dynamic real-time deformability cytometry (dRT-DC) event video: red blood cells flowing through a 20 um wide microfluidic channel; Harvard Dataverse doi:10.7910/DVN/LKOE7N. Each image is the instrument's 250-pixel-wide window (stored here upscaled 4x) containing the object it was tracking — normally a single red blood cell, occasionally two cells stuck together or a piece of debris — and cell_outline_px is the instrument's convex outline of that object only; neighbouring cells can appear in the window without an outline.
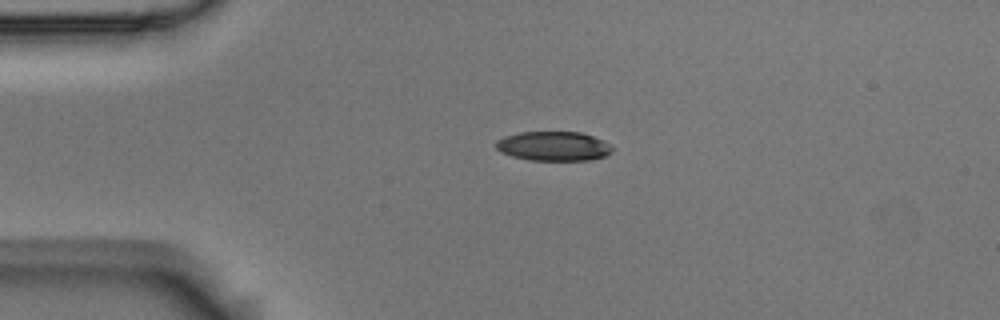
{"species": "Egyptian fruit bat (a non-hibernating species)", "species_latin": "Rousettus aegyptiacus", "temperature_condition": "room temperature", "stored_images_in_passage": 44, "camera_frame_rate_fps": 3000, "um_per_image_px": 0.085, "animal": {"sex": "male"}, "frame": {"image": 1, "passage_image": 1, "time_ms": 0.0, "image_size_px": [1000, 320], "cell_outline_px": [[612, 152], [604, 156], [592, 160], [528, 160], [512, 156], [500, 152], [496, 148], [496, 140], [504, 136], [520, 132], [580, 132], [604, 140], [612, 148]], "centroid_in_image_um": [47.03, 12.42], "position_along_channel_um": 38.0, "area_um2": 19.94}}
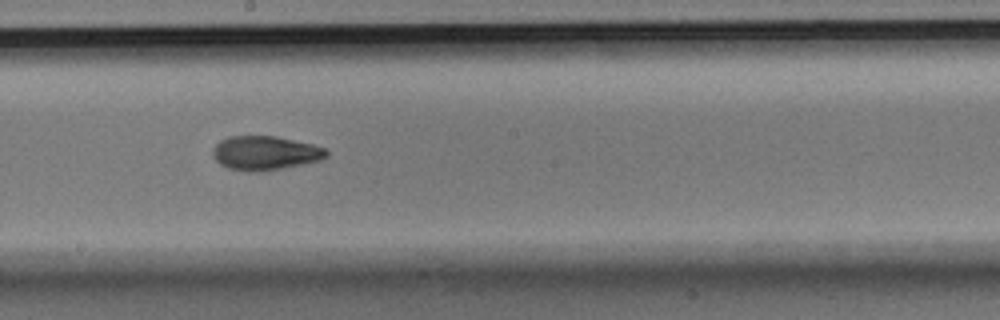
{"frame": {"image": 2, "passage_image": 19, "time_ms": 6.0, "image_size_px": [1000, 320], "cell_outline_px": [[328, 156], [320, 160], [280, 168], [248, 172], [228, 168], [220, 164], [212, 156], [212, 148], [220, 140], [228, 136], [276, 136], [312, 144], [324, 148], [328, 152]], "centroid_in_image_um": [22.49, 12.99], "position_along_channel_um": 225.7, "area_um2": 22.37}}
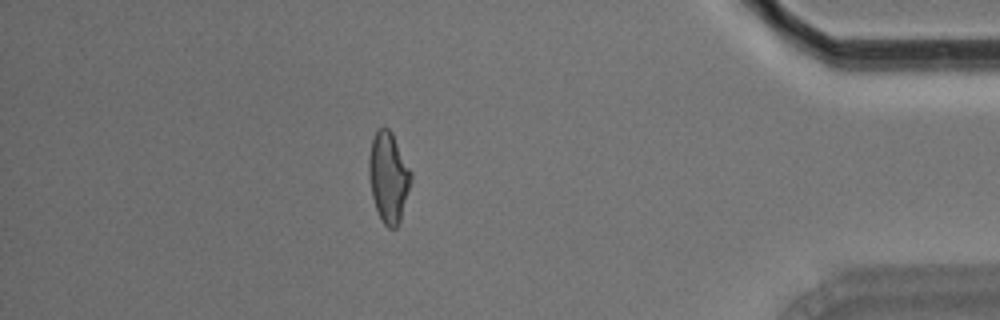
{"frame": {"image": 3, "passage_image": 37, "time_ms": 12.0, "image_size_px": [1000, 320], "cell_outline_px": [[412, 180], [400, 220], [396, 228], [388, 228], [384, 224], [376, 208], [372, 196], [368, 176], [368, 160], [372, 140], [376, 132], [380, 128], [388, 128], [392, 132], [412, 172]], "centroid_in_image_um": [33.02, 15.05], "position_along_channel_um": 402.2, "area_um2": 22.08}, "authors_computed_cell_mechanics": {"area_um2": 22.1663, "velocity_mm_per_s": 3.6348, "shape_relaxation_time_tau1_ms": 4.9241, "shape_relaxation_time_tau2_ms": 3.3004, "deformation_change_tau1": 0.162, "deformation_change_tau2": 0.0929}}